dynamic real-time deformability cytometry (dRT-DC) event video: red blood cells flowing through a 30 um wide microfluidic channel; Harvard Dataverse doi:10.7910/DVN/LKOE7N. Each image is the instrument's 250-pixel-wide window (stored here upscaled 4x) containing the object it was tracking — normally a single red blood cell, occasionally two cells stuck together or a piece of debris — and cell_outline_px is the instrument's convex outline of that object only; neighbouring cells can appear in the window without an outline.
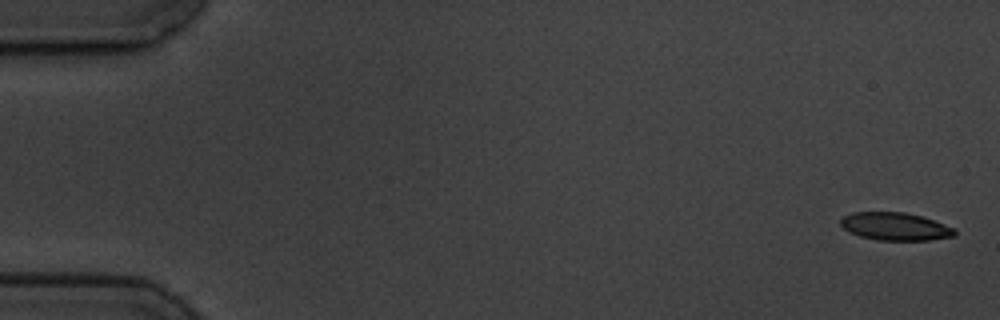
{"species": "common noctule bat (a hibernating species)", "species_latin": "Nyctalus noctula", "temperature_condition": "cold", "stored_images_in_passage": 3, "camera_frame_rate_fps": 3000, "um_per_image_px": 0.085, "animal": {"sex": "male", "body_mass_g": 19.5, "forearm_length_mm": 54.6}, "frame": {"image": 1, "passage_image": 1, "time_ms": 0.0, "image_size_px": [1000, 320], "cell_outline_px": [[956, 236], [928, 240], [876, 240], [860, 236], [844, 228], [840, 224], [840, 220], [844, 216], [852, 212], [904, 212], [920, 216], [956, 228]], "centroid_in_image_um": [76.11, 19.25], "position_along_channel_um": 8.9, "area_um2": 18.38}}